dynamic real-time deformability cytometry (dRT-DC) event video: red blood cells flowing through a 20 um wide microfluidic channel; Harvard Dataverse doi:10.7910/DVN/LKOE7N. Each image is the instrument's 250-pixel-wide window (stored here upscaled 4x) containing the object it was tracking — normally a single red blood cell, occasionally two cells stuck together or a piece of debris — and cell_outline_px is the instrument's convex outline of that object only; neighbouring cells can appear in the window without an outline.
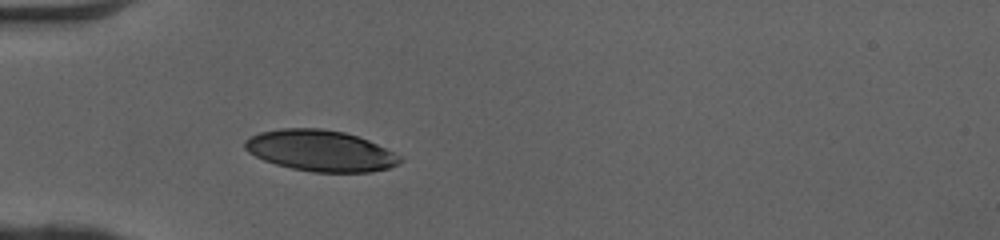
{"species": "human", "species_latin": "Homo sapiens", "temperature_condition": "cold", "stored_images_in_passage": 32, "camera_frame_rate_fps": 3000, "um_per_image_px": 0.085, "donor": {"sex": "female"}, "frame": {"image": 1, "passage_image": 1, "time_ms": 0.0, "image_size_px": [1000, 240], "cell_outline_px": [[404, 160], [400, 164], [388, 168], [372, 172], [312, 172], [292, 168], [276, 164], [264, 160], [248, 152], [244, 148], [244, 140], [260, 132], [280, 128], [320, 128], [344, 132], [368, 140], [400, 156]], "centroid_in_image_um": [27.23, 12.81], "position_along_channel_um": 57.8, "area_um2": 37.05}}
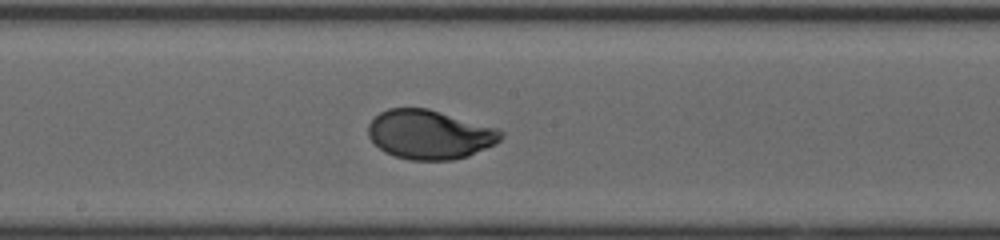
{"frame": {"image": 2, "passage_image": 13, "time_ms": 4.0, "image_size_px": [1000, 240], "cell_outline_px": [[504, 136], [496, 144], [468, 156], [452, 160], [408, 160], [384, 152], [368, 136], [368, 124], [380, 112], [388, 108], [428, 108], [496, 128], [504, 132]], "centroid_in_image_um": [36.52, 11.44], "position_along_channel_um": 211.7, "area_um2": 37.97}}
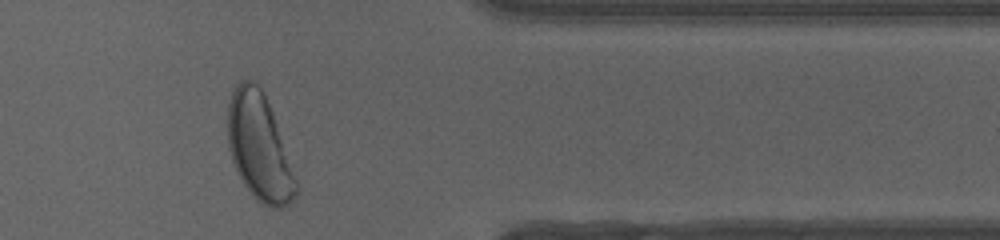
{"frame": {"image": 3, "passage_image": 27, "time_ms": 8.667, "image_size_px": [1000, 240], "cell_outline_px": [[296, 196], [288, 204], [280, 208], [272, 208], [260, 204], [256, 200], [244, 184], [232, 160], [228, 148], [228, 100], [236, 84], [240, 80], [252, 80], [260, 88], [272, 112], [296, 180]], "centroid_in_image_um": [22.0, 12.52], "position_along_channel_um": 389.4, "area_um2": 41.73}, "authors_computed_cell_mechanics": {"area_um2": 38.0902, "velocity_mm_per_s": 4.0589, "shape_relaxation_time_tau1_ms": 2.3309, "shape_relaxation_time_tau2_ms": null, "deformation_change_tau1": 0.152, "deformation_change_tau2": null}}